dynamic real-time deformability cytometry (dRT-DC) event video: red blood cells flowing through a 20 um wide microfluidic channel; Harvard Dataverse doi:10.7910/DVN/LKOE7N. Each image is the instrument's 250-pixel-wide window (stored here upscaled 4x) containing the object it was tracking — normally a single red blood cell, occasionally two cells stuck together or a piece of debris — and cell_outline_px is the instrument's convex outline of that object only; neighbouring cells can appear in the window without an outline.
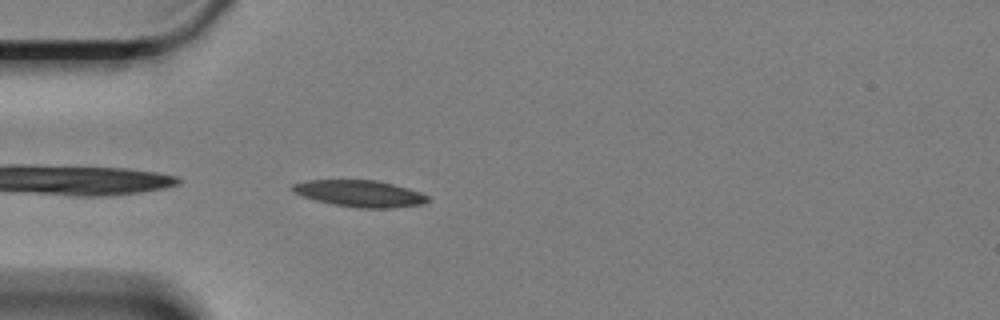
{"species": "Egyptian fruit bat (a non-hibernating species)", "species_latin": "Rousettus aegyptiacus", "temperature_condition": "cold", "stored_images_in_passage": 21, "camera_frame_rate_fps": 3000, "um_per_image_px": 0.085, "animal": {"sex": "female"}, "frame": {"image": 1, "passage_image": 2, "time_ms": 0.333, "image_size_px": [1000, 320], "cell_outline_px": [[428, 200], [420, 204], [392, 208], [356, 208], [332, 204], [316, 200], [304, 196], [296, 192], [292, 188], [292, 184], [308, 180], [376, 180], [408, 188], [420, 192], [428, 196]], "centroid_in_image_um": [30.59, 16.45], "position_along_channel_um": 54.4, "area_um2": 20.69}}
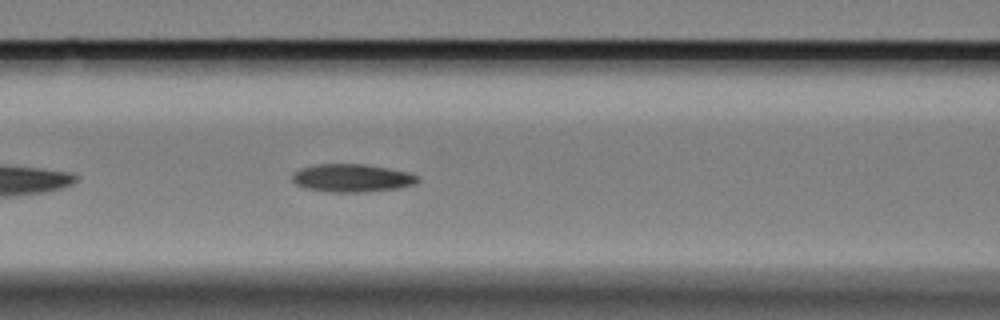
{"frame": {"image": 2, "passage_image": 10, "time_ms": 3.0, "image_size_px": [1000, 320], "cell_outline_px": [[420, 180], [416, 184], [396, 188], [364, 192], [328, 192], [304, 188], [296, 184], [292, 180], [292, 176], [300, 168], [316, 164], [364, 164], [388, 168], [408, 172], [420, 176]], "centroid_in_image_um": [29.93, 15.13], "position_along_channel_um": 136.7, "area_um2": 20.52}}
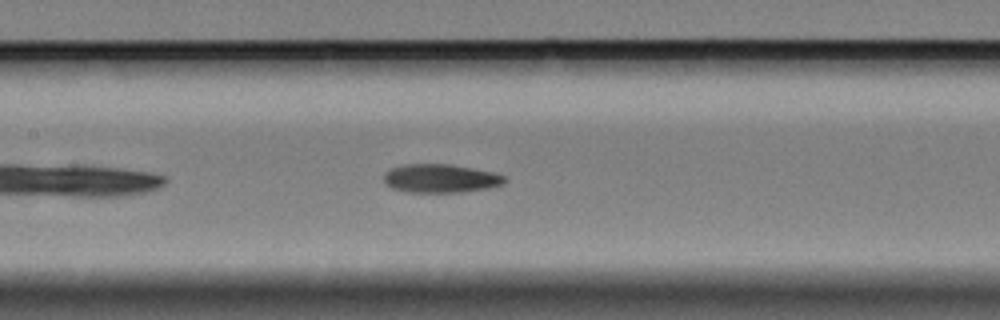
{"frame": {"image": 3, "passage_image": 13, "time_ms": 4.0, "image_size_px": [1000, 320], "cell_outline_px": [[508, 180], [504, 184], [488, 188], [460, 192], [408, 192], [392, 188], [384, 184], [384, 172], [392, 168], [404, 164], [452, 164], [492, 172], [504, 176]], "centroid_in_image_um": [37.43, 15.16], "position_along_channel_um": 170.0, "area_um2": 20.17}}